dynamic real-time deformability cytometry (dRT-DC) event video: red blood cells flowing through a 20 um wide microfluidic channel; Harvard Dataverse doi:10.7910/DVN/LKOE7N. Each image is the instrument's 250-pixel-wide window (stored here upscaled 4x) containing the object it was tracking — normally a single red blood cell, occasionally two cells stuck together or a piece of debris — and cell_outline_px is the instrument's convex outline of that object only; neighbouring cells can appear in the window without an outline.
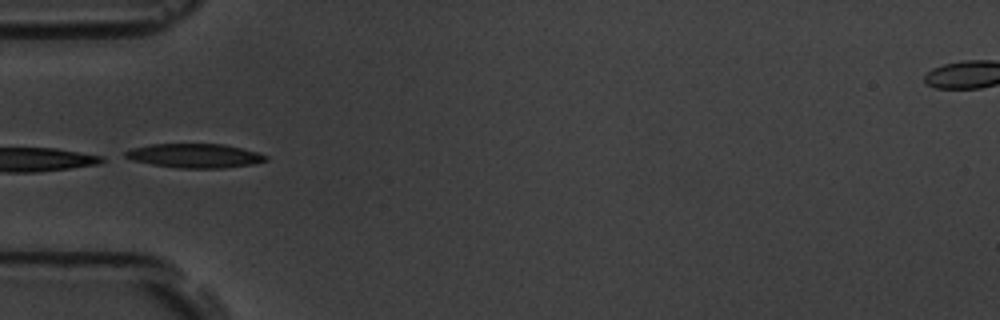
{"species": "common noctule bat (a hibernating species)", "species_latin": "Nyctalus noctula", "temperature_condition": "room temperature", "stored_images_in_passage": 8, "camera_frame_rate_fps": 3000, "um_per_image_px": 0.085, "animal": {"sex": "male", "body_mass_g": 19.5, "forearm_length_mm": 54.6}, "frame": {"image": 1, "passage_image": 6, "time_ms": 5.667, "image_size_px": [1000, 320], "cell_outline_px": [[268, 160], [252, 164], [224, 168], [176, 168], [152, 164], [132, 160], [124, 156], [124, 152], [132, 148], [152, 144], [224, 144], [256, 152], [268, 156]], "centroid_in_image_um": [16.54, 13.24], "position_along_channel_um": 68.5, "area_um2": 19.65}}
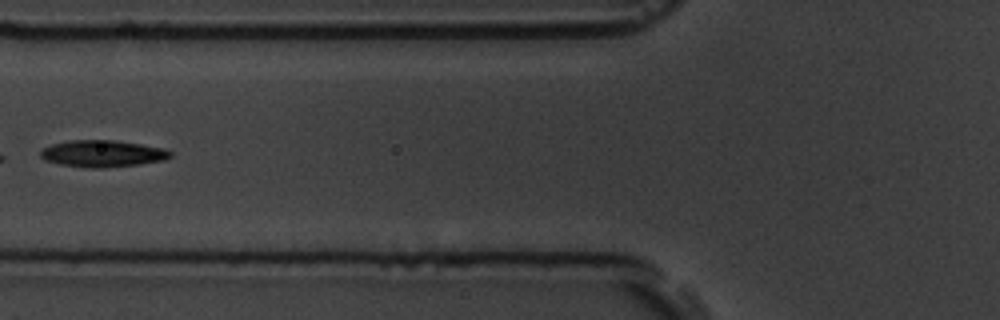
{"frame": {"image": 2, "passage_image": 7, "time_ms": 7.0, "image_size_px": [1000, 320], "cell_outline_px": [[172, 156], [164, 160], [140, 164], [104, 168], [92, 168], [60, 164], [44, 160], [40, 156], [40, 148], [52, 144], [72, 140], [112, 140], [140, 144], [164, 148], [172, 152]], "centroid_in_image_um": [8.7, 13.06], "position_along_channel_um": 117.1, "area_um2": 20.29}}
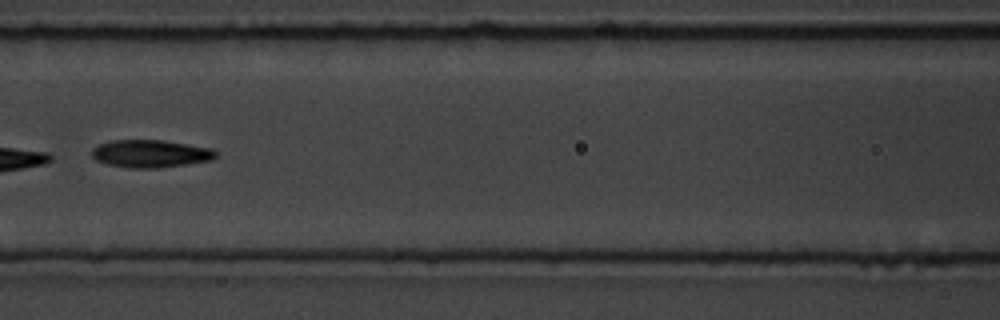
{"frame": {"image": 3, "passage_image": 8, "time_ms": 8.0, "image_size_px": [1000, 320], "cell_outline_px": [[216, 156], [212, 160], [156, 168], [128, 168], [108, 164], [96, 160], [92, 156], [92, 148], [108, 140], [164, 140], [212, 148], [216, 152]], "centroid_in_image_um": [12.77, 13.05], "position_along_channel_um": 153.8, "area_um2": 19.94}}